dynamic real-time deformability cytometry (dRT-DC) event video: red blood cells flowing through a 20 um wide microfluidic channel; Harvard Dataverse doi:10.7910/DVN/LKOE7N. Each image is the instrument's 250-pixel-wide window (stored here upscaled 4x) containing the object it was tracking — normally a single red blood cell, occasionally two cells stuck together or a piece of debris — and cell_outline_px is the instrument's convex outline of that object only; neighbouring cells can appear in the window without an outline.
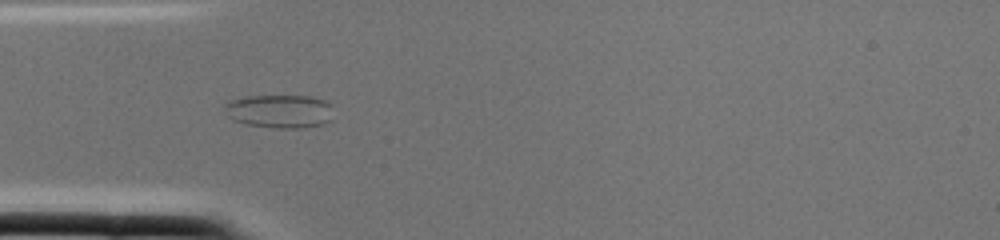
{"species": "common noctule bat (a hibernating species)", "species_latin": "Nyctalus noctula", "temperature_condition": "cold", "stored_images_in_passage": 2, "camera_frame_rate_fps": 3000, "um_per_image_px": 0.085, "animal": {"sex": "female", "body_mass_g": 22.0, "forearm_length_mm": 56.7}, "frame": {"image": 1, "passage_image": 2, "time_ms": 0.333, "image_size_px": [1000, 240], "cell_outline_px": [[332, 120], [324, 124], [304, 128], [276, 128], [244, 124], [232, 120], [228, 116], [224, 108], [224, 104], [228, 100], [244, 96], [312, 96], [324, 100], [332, 104]], "centroid_in_image_um": [23.77, 9.46], "position_along_channel_um": 61.2, "area_um2": 21.68}}